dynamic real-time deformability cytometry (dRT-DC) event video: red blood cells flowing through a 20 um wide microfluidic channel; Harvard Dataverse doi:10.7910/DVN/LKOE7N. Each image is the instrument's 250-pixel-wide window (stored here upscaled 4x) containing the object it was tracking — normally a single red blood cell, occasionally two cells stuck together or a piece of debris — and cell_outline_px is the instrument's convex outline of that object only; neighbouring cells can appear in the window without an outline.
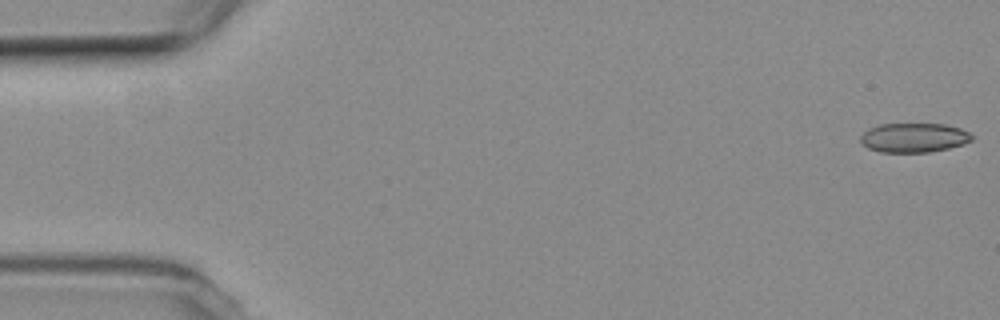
{"species": "common noctule bat (a hibernating species)", "species_latin": "Nyctalus noctula", "temperature_condition": "room temperature", "stored_images_in_passage": 55, "camera_frame_rate_fps": 3000, "um_per_image_px": 0.085, "animal": {"sex": "female", "body_mass_g": 19.3, "forearm_length_mm": 54.1}, "frame": {"image": 1, "passage_image": 1, "time_ms": 0.0, "image_size_px": [1000, 320], "cell_outline_px": [[972, 140], [964, 144], [948, 148], [928, 152], [880, 152], [868, 148], [860, 140], [860, 136], [868, 128], [880, 124], [944, 124], [960, 128], [968, 132], [972, 136]], "centroid_in_image_um": [77.67, 11.7], "position_along_channel_um": 7.3, "area_um2": 18.96}}
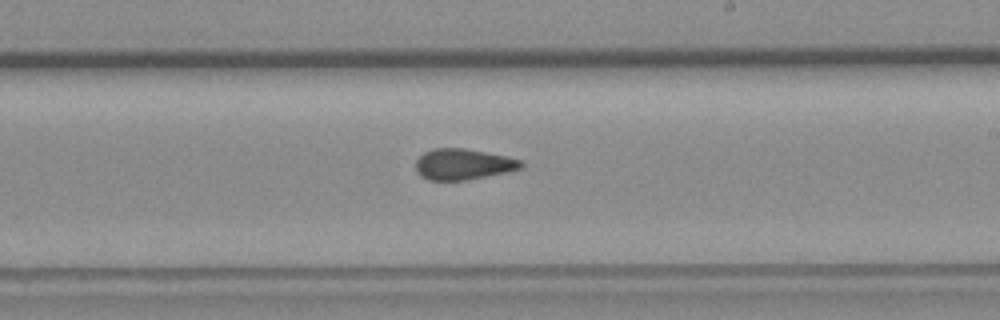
{"frame": {"image": 2, "passage_image": 32, "time_ms": 10.333, "image_size_px": [1000, 320], "cell_outline_px": [[524, 164], [520, 168], [508, 172], [468, 180], [428, 180], [420, 176], [416, 172], [416, 160], [424, 152], [432, 148], [464, 148], [504, 156], [520, 160]], "centroid_in_image_um": [39.33, 13.97], "position_along_channel_um": 249.7, "area_um2": 18.96}}
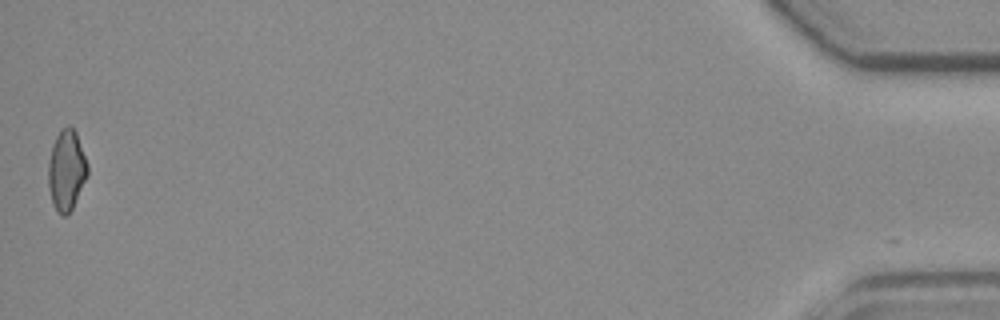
{"frame": {"image": 3, "passage_image": 55, "time_ms": 18.0, "image_size_px": [1000, 320], "cell_outline_px": [[88, 176], [68, 216], [60, 216], [52, 204], [48, 188], [48, 164], [52, 144], [60, 128], [68, 124], [76, 132], [88, 164]], "centroid_in_image_um": [5.64, 14.48], "position_along_channel_um": 429.6, "area_um2": 18.79}, "authors_computed_cell_mechanics": {"area_um2": 19.2474, "velocity_mm_per_s": 3.6954, "shape_relaxation_time_tau1_ms": null, "shape_relaxation_time_tau2_ms": 3.7404, "deformation_change_tau1": null, "deformation_change_tau2": 0.1092}}